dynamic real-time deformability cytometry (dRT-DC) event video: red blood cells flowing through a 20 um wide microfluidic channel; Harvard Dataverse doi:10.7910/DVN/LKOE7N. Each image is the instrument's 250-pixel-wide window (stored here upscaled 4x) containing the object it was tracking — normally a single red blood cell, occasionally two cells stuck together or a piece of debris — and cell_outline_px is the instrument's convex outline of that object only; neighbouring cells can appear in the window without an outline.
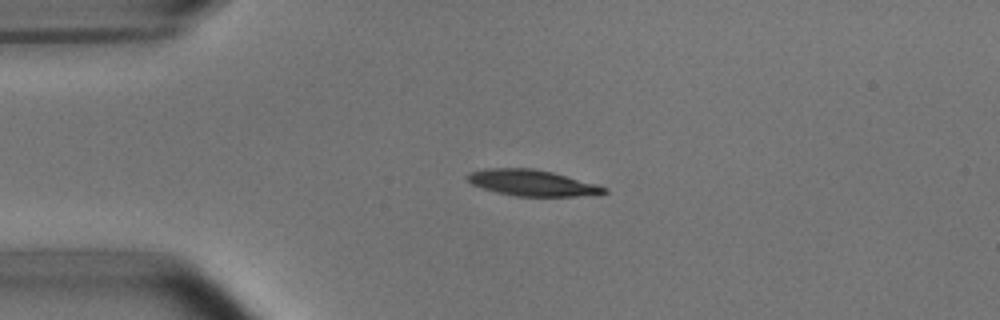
{"species": "common noctule bat (a hibernating species)", "species_latin": "Nyctalus noctula", "temperature_condition": "room temperature", "stored_images_in_passage": 42, "camera_frame_rate_fps": 3000, "um_per_image_px": 0.085, "animal": {"sex": "male", "body_mass_g": 15.6}, "frame": {"image": 1, "passage_image": 2, "time_ms": 0.333, "image_size_px": [1000, 320], "cell_outline_px": [[608, 192], [596, 196], [516, 196], [496, 192], [472, 184], [464, 176], [468, 172], [484, 168], [532, 168], [552, 172], [596, 184], [608, 188]], "centroid_in_image_um": [45.24, 15.54], "position_along_channel_um": 39.8, "area_um2": 20.92}}
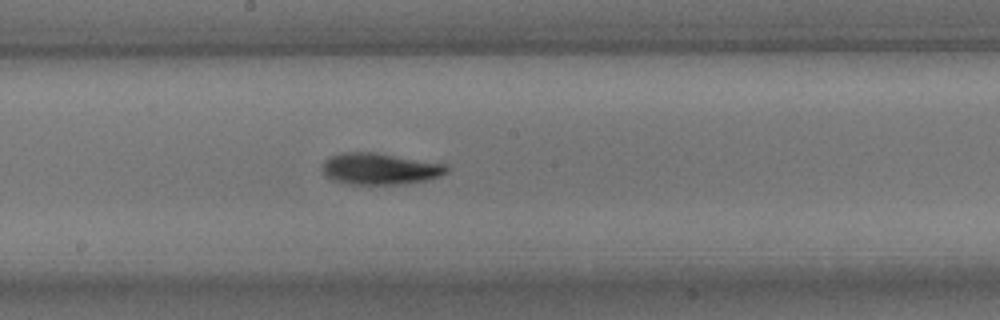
{"frame": {"image": 2, "passage_image": 18, "time_ms": 5.667, "image_size_px": [1000, 320], "cell_outline_px": [[448, 172], [440, 176], [428, 180], [400, 184], [348, 184], [332, 180], [324, 176], [320, 168], [320, 164], [324, 160], [340, 152], [376, 152], [448, 164]], "centroid_in_image_um": [32.26, 14.34], "position_along_channel_um": 215.9, "area_um2": 23.29}}
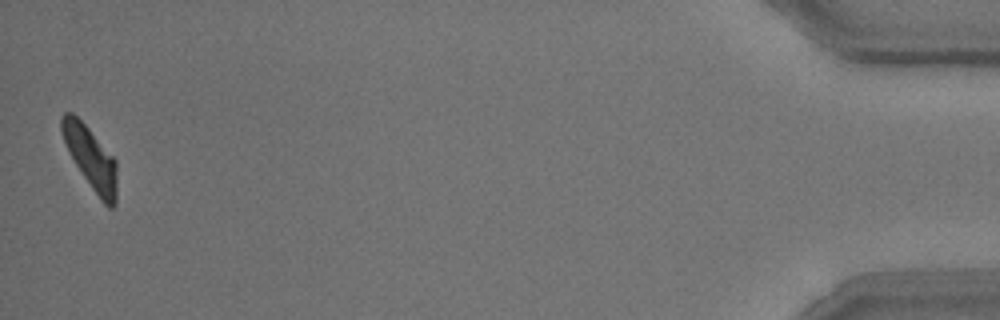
{"frame": {"image": 3, "passage_image": 42, "time_ms": 13.667, "image_size_px": [1000, 320], "cell_outline_px": [[116, 204], [112, 208], [108, 208], [100, 200], [68, 152], [60, 128], [60, 116], [64, 112], [72, 112], [88, 128], [116, 160]], "centroid_in_image_um": [7.7, 13.43], "position_along_channel_um": 427.5, "area_um2": 19.77}, "authors_computed_cell_mechanics": {"area_um2": 21.8195, "velocity_mm_per_s": 3.7839, "shape_relaxation_time_tau1_ms": 4.0847, "shape_relaxation_time_tau2_ms": 4.734, "deformation_change_tau1": 0.1606, "deformation_change_tau2": 0.1087}}